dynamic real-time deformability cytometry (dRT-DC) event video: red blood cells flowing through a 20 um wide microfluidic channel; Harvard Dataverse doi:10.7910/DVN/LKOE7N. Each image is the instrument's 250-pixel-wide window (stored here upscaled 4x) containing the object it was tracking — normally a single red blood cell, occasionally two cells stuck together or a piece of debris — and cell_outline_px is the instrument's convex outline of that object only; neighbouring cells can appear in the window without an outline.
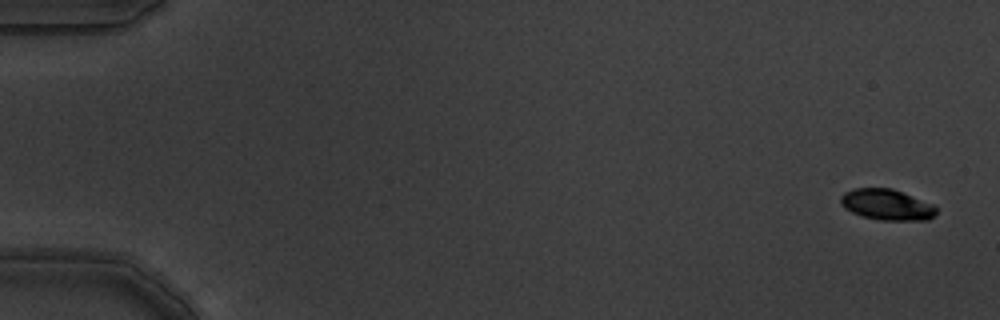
{"species": "common noctule bat (a hibernating species)", "species_latin": "Nyctalus noctula", "temperature_condition": "warm", "stored_images_in_passage": 6, "camera_frame_rate_fps": 3000, "um_per_image_px": 0.085, "animal": {"sex": "male", "body_mass_g": 19.5, "forearm_length_mm": 54.6}, "frame": {"image": 1, "passage_image": 1, "time_ms": 0.0, "image_size_px": [1000, 320], "cell_outline_px": [[936, 212], [928, 220], [880, 220], [864, 216], [852, 212], [844, 208], [840, 204], [840, 196], [844, 192], [852, 188], [892, 188], [932, 204], [936, 208]], "centroid_in_image_um": [75.33, 17.39], "position_along_channel_um": 9.7, "area_um2": 17.11}}